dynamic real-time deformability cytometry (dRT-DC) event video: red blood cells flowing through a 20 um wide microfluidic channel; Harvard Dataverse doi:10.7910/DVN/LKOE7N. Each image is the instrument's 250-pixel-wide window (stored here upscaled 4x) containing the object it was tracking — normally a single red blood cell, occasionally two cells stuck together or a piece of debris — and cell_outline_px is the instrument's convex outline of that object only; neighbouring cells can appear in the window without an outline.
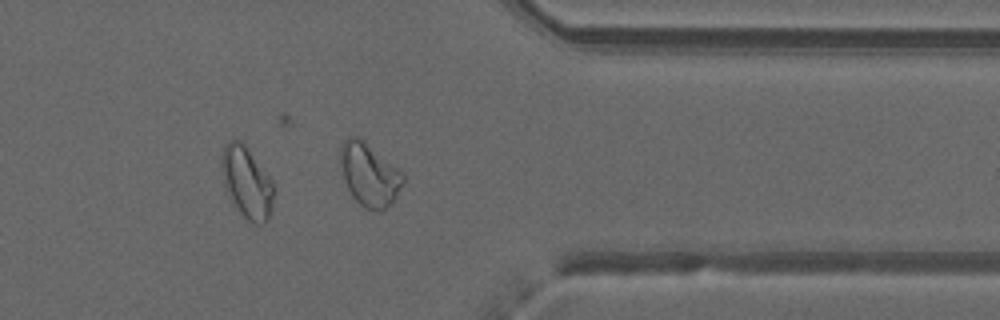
{"species": "common noctule bat (a hibernating species)", "species_latin": "Nyctalus noctula", "temperature_condition": "warm", "stored_images_in_passage": 36, "camera_frame_rate_fps": 3000, "um_per_image_px": 0.085, "animal": {"sex": "male", "forearm_length_mm": 52.5}, "frame": {"image": 1, "passage_image": 26, "time_ms": 8.333, "image_size_px": [1000, 320], "cell_outline_px": [[272, 208], [268, 216], [260, 224], [252, 224], [240, 212], [232, 200], [224, 184], [220, 160], [224, 144], [228, 140], [240, 140], [244, 144], [272, 180]], "centroid_in_image_um": [20.94, 15.46], "position_along_channel_um": 390.5, "area_um2": 21.15}, "authors_computed_cell_mechanics": {"area_um2": 21.9929, "velocity_mm_per_s": 4.0173, "shape_relaxation_time_tau1_ms": null, "shape_relaxation_time_tau2_ms": 1.563, "deformation_change_tau1": null, "deformation_change_tau2": 0.0936}}